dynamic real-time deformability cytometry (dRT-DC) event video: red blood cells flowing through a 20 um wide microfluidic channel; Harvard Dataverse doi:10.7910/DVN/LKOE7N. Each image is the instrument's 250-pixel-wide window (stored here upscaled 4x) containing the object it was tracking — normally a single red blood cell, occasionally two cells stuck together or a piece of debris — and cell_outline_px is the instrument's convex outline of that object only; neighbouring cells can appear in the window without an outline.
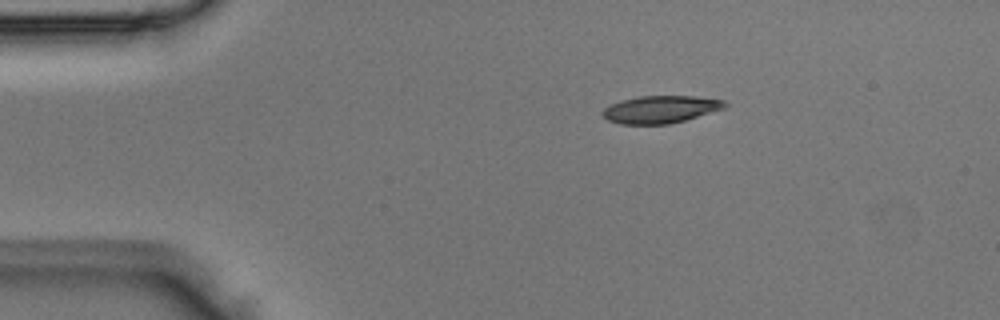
{"species": "Egyptian fruit bat (a non-hibernating species)", "species_latin": "Rousettus aegyptiacus", "temperature_condition": "room temperature", "stored_images_in_passage": 43, "camera_frame_rate_fps": 3000, "um_per_image_px": 0.085, "animal": {"sex": "male"}, "frame": {"image": 1, "passage_image": 2, "time_ms": 0.333, "image_size_px": [1000, 320], "cell_outline_px": [[728, 104], [724, 108], [684, 120], [668, 124], [620, 124], [608, 120], [600, 112], [604, 108], [620, 100], [640, 96], [696, 96], [724, 100]], "centroid_in_image_um": [56.13, 9.29], "position_along_channel_um": 28.9, "area_um2": 19.42}}
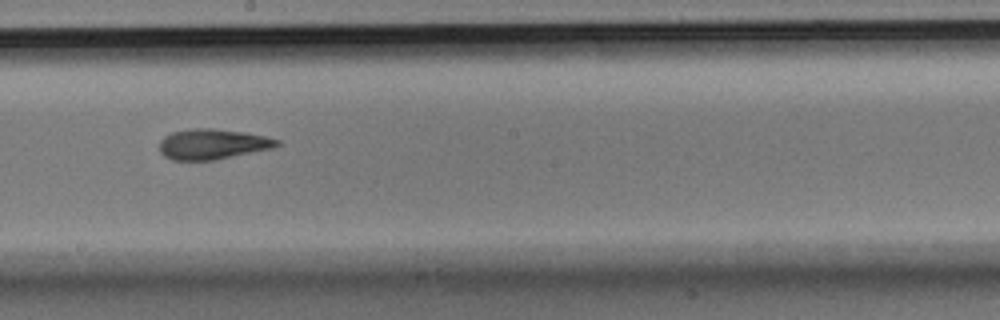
{"frame": {"image": 2, "passage_image": 21, "time_ms": 6.667, "image_size_px": [1000, 320], "cell_outline_px": [[280, 144], [272, 148], [212, 160], [172, 160], [164, 156], [160, 152], [160, 140], [164, 136], [172, 132], [192, 128], [212, 128], [244, 132], [264, 136], [280, 140]], "centroid_in_image_um": [18.03, 12.24], "position_along_channel_um": 230.2, "area_um2": 20.63}}
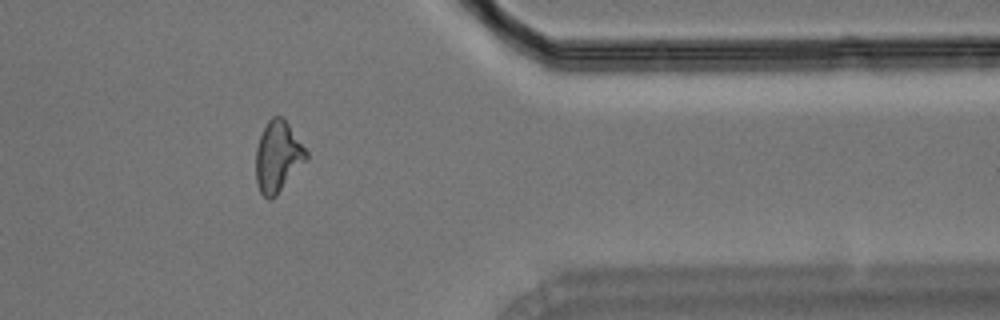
{"frame": {"image": 3, "passage_image": 34, "time_ms": 11.0, "image_size_px": [1000, 320], "cell_outline_px": [[308, 160], [276, 196], [272, 200], [268, 200], [260, 192], [256, 180], [256, 148], [260, 136], [268, 120], [272, 116], [280, 116], [288, 124], [308, 152]], "centroid_in_image_um": [23.62, 13.35], "position_along_channel_um": 387.8, "area_um2": 20.87}}